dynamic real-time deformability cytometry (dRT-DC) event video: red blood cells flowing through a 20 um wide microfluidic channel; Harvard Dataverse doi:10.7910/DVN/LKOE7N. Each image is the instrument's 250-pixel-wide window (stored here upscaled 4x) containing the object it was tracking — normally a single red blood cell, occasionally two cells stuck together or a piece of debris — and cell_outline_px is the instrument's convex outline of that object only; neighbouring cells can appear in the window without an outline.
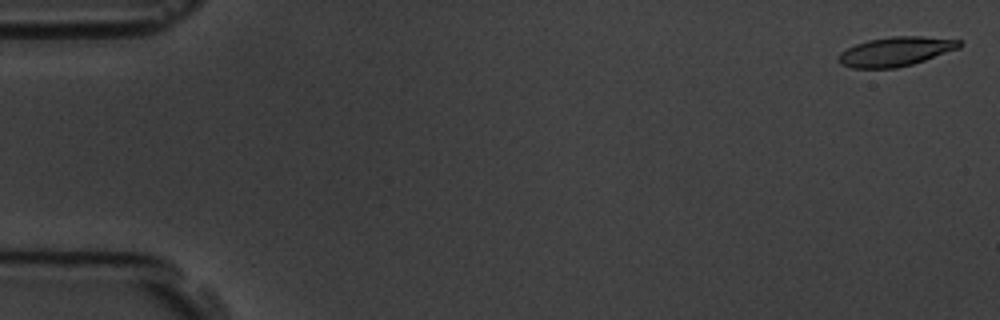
{"species": "common noctule bat (a hibernating species)", "species_latin": "Nyctalus noctula", "temperature_condition": "room temperature", "stored_images_in_passage": 57, "camera_frame_rate_fps": 3000, "um_per_image_px": 0.085, "animal": {"sex": "male", "body_mass_g": 19.5, "forearm_length_mm": 54.6}, "frame": {"image": 1, "passage_image": 2, "time_ms": 0.333, "image_size_px": [1000, 320], "cell_outline_px": [[964, 44], [960, 48], [912, 64], [896, 68], [852, 68], [840, 64], [836, 60], [836, 56], [840, 52], [856, 44], [868, 40], [892, 36], [920, 36], [964, 40]], "centroid_in_image_um": [76.13, 4.38], "position_along_channel_um": 8.9, "area_um2": 20.81}}
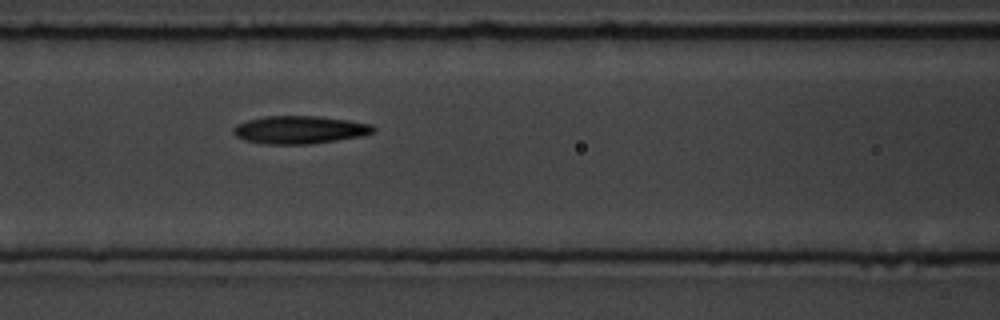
{"frame": {"image": 2, "passage_image": 25, "time_ms": 8.0, "image_size_px": [1000, 320], "cell_outline_px": [[376, 128], [372, 132], [364, 136], [312, 144], [268, 144], [244, 140], [236, 136], [232, 132], [232, 128], [236, 124], [248, 120], [264, 116], [320, 116], [348, 120], [372, 124]], "centroid_in_image_um": [25.47, 11.03], "position_along_channel_um": 141.1, "area_um2": 22.89}}
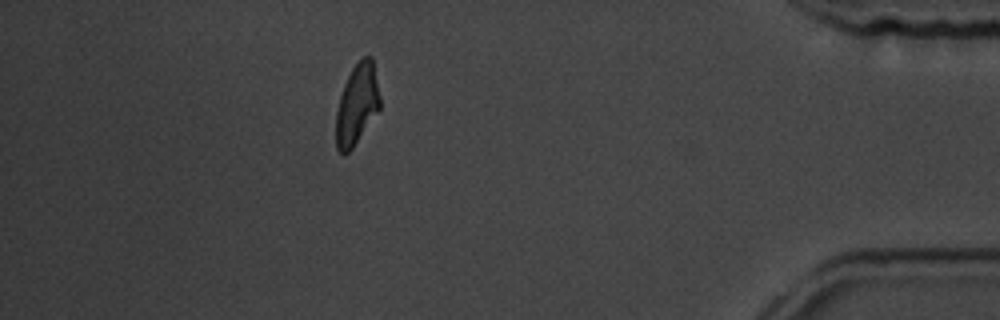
{"frame": {"image": 3, "passage_image": 51, "time_ms": 16.667, "image_size_px": [1000, 320], "cell_outline_px": [[380, 108], [352, 148], [344, 156], [336, 148], [336, 112], [340, 96], [344, 84], [352, 68], [364, 56], [372, 56], [380, 96]], "centroid_in_image_um": [30.33, 8.88], "position_along_channel_um": 404.9, "area_um2": 20.46}, "authors_computed_cell_mechanics": {"area_um2": 21.7328, "velocity_mm_per_s": 3.5928, "shape_relaxation_time_tau1_ms": null, "shape_relaxation_time_tau2_ms": 6.4079, "deformation_change_tau1": null, "deformation_change_tau2": 0.1599}}